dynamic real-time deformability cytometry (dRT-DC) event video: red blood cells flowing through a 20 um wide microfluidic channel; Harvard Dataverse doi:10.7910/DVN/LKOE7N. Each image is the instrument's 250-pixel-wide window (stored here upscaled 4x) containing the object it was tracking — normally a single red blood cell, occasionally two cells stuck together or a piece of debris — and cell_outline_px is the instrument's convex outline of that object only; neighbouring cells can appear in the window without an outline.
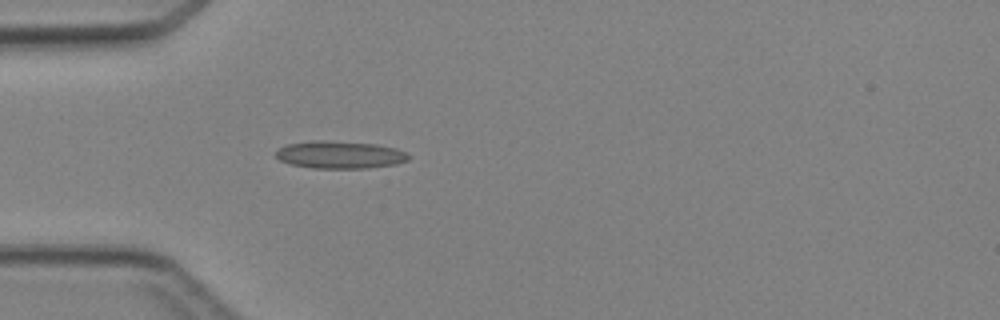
{"species": "Egyptian fruit bat (a non-hibernating species)", "species_latin": "Rousettus aegyptiacus", "temperature_condition": "cold", "stored_images_in_passage": 3, "camera_frame_rate_fps": 3000, "um_per_image_px": 0.085, "animal": {"sex": "female"}, "frame": {"image": 1, "passage_image": 3, "time_ms": 2.333, "image_size_px": [1000, 320], "cell_outline_px": [[408, 160], [396, 164], [368, 168], [312, 168], [292, 164], [280, 160], [276, 156], [276, 152], [280, 148], [288, 144], [312, 140], [324, 140], [376, 144], [396, 148], [404, 152], [408, 156]], "centroid_in_image_um": [28.89, 13.15], "position_along_channel_um": 56.1, "area_um2": 21.1}}